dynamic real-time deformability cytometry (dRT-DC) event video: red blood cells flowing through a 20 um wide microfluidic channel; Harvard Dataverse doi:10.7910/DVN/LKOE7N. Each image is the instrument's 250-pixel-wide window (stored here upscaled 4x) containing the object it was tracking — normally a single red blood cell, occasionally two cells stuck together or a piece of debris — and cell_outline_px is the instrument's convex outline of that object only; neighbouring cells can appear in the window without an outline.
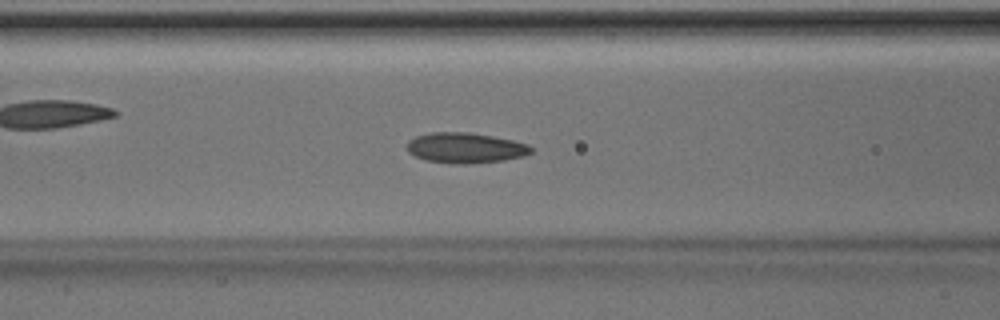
{"species": "Egyptian fruit bat (a non-hibernating species)", "species_latin": "Rousettus aegyptiacus", "temperature_condition": "room temperature", "stored_images_in_passage": 49, "camera_frame_rate_fps": 3000, "um_per_image_px": 0.085, "animal": {"sex": "male"}, "frame": {"image": 1, "passage_image": 20, "time_ms": 6.333, "image_size_px": [1000, 320], "cell_outline_px": [[532, 152], [524, 156], [504, 160], [464, 164], [452, 164], [428, 160], [416, 156], [408, 152], [408, 140], [416, 136], [428, 132], [468, 132], [492, 136], [512, 140], [528, 144], [532, 148]], "centroid_in_image_um": [39.56, 12.56], "position_along_channel_um": 127.0, "area_um2": 21.91}}
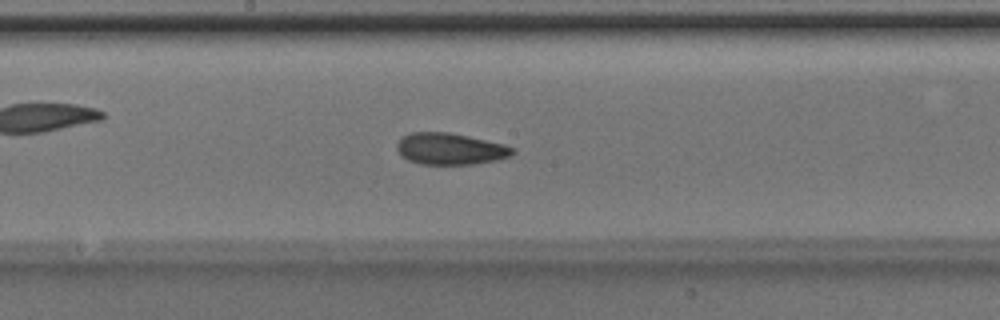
{"frame": {"image": 2, "passage_image": 26, "time_ms": 8.333, "image_size_px": [1000, 320], "cell_outline_px": [[516, 152], [512, 156], [496, 160], [476, 164], [420, 164], [408, 160], [400, 156], [396, 148], [396, 144], [408, 132], [448, 132], [468, 136], [504, 144], [516, 148]], "centroid_in_image_um": [38.28, 12.65], "position_along_channel_um": 209.9, "area_um2": 21.5}}
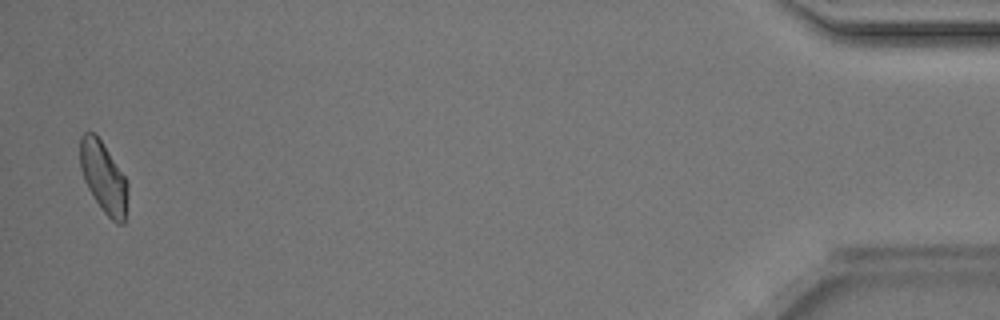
{"frame": {"image": 3, "passage_image": 48, "time_ms": 15.667, "image_size_px": [1000, 320], "cell_outline_px": [[128, 192], [124, 224], [116, 224], [104, 212], [88, 188], [84, 180], [80, 168], [80, 136], [84, 132], [92, 132], [100, 140], [124, 176], [128, 184]], "centroid_in_image_um": [8.8, 15.1], "position_along_channel_um": 426.4, "area_um2": 19.36}, "authors_computed_cell_mechanics": {"area_um2": 21.3282, "velocity_mm_per_s": 4.153, "shape_relaxation_time_tau1_ms": 4.0601, "shape_relaxation_time_tau2_ms": 3.5287, "deformation_change_tau1": 0.1126, "deformation_change_tau2": 0.0941}}